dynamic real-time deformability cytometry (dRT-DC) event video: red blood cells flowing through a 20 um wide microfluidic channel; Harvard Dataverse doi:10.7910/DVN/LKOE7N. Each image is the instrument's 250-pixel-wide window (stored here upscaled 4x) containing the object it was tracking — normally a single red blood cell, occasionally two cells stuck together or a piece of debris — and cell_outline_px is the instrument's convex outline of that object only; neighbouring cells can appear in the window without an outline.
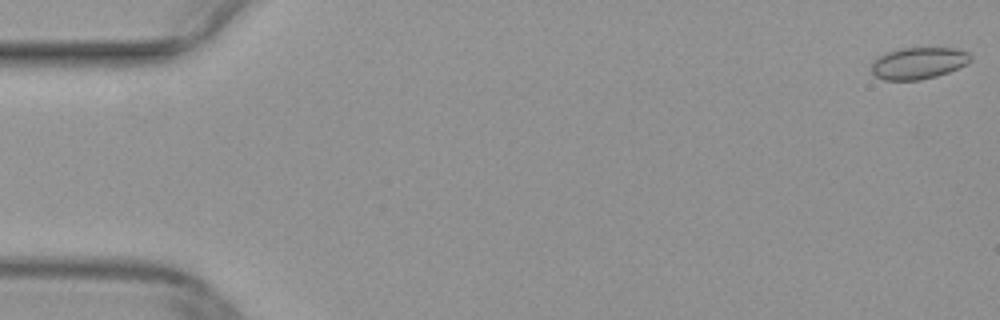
{"species": "common noctule bat (a hibernating species)", "species_latin": "Nyctalus noctula", "temperature_condition": "warm", "stored_images_in_passage": 51, "camera_frame_rate_fps": 3000, "um_per_image_px": 0.085, "animal": {"sex": "female", "body_mass_g": 29.2, "forearm_length_mm": 56.3}, "frame": {"image": 1, "passage_image": 1, "time_ms": 0.0, "image_size_px": [1000, 320], "cell_outline_px": [[972, 60], [968, 64], [948, 72], [936, 76], [920, 80], [884, 80], [876, 76], [872, 72], [872, 60], [888, 52], [904, 48], [952, 48], [968, 52], [972, 56]], "centroid_in_image_um": [78.09, 5.37], "position_along_channel_um": 6.9, "area_um2": 18.26}}
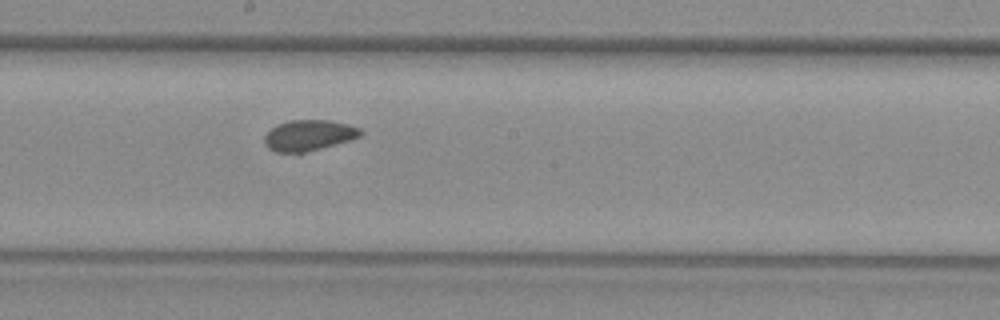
{"frame": {"image": 2, "passage_image": 28, "time_ms": 9.0, "image_size_px": [1000, 320], "cell_outline_px": [[364, 132], [360, 136], [352, 140], [300, 156], [276, 152], [268, 148], [264, 144], [264, 136], [272, 128], [288, 120], [328, 120], [348, 124], [360, 128]], "centroid_in_image_um": [26.26, 11.57], "position_along_channel_um": 221.9, "area_um2": 18.09}}
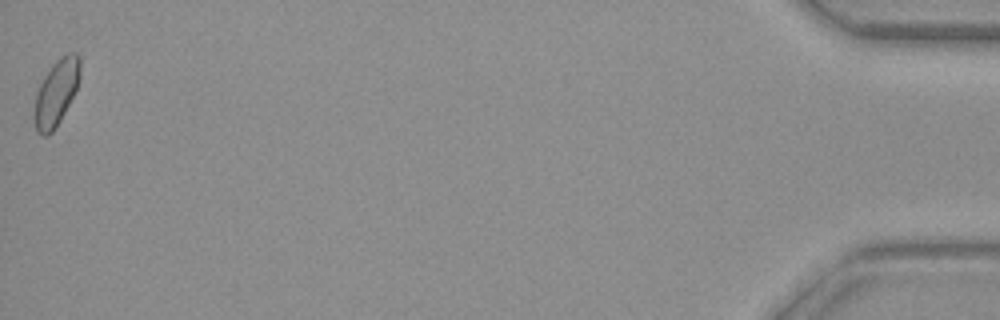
{"frame": {"image": 3, "passage_image": 51, "time_ms": 16.667, "image_size_px": [1000, 320], "cell_outline_px": [[80, 76], [76, 88], [60, 120], [52, 132], [48, 136], [44, 136], [36, 132], [32, 116], [36, 92], [44, 76], [52, 64], [60, 56], [68, 52], [76, 52], [80, 56]], "centroid_in_image_um": [4.74, 7.87], "position_along_channel_um": 430.5, "area_um2": 17.74}}